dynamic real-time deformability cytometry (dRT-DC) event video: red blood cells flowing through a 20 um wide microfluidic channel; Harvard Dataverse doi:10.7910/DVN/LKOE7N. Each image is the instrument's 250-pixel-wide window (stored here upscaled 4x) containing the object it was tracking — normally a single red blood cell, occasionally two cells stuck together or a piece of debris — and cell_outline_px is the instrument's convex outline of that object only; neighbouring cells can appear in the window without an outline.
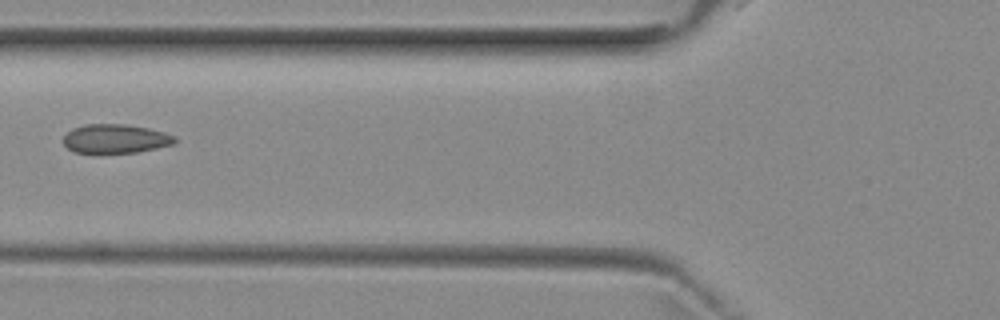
{"species": "common noctule bat (a hibernating species)", "species_latin": "Nyctalus noctula", "temperature_condition": "room temperature", "stored_images_in_passage": 3, "camera_frame_rate_fps": 3000, "um_per_image_px": 0.085, "animal": {"sex": "female", "body_mass_g": 29.2, "forearm_length_mm": 56.3}, "frame": {"image": 1, "passage_image": 2, "time_ms": 1.333, "image_size_px": [1000, 320], "cell_outline_px": [[176, 144], [136, 152], [76, 152], [68, 148], [64, 144], [64, 136], [72, 128], [84, 124], [128, 124], [148, 128], [164, 132], [176, 136]], "centroid_in_image_um": [9.85, 11.77], "position_along_channel_um": 116.0, "area_um2": 18.73}}
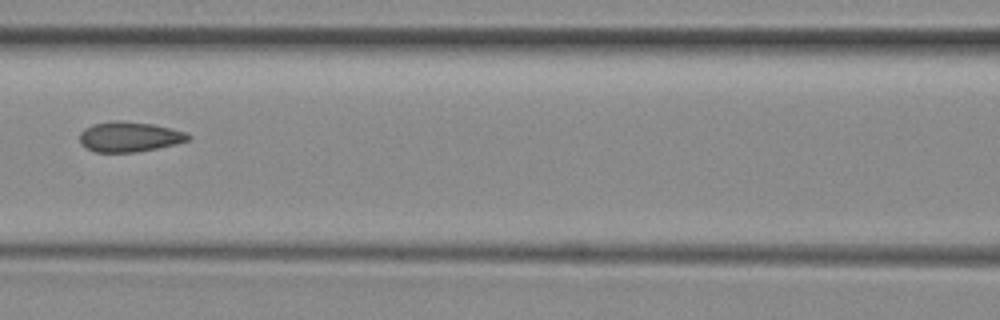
{"frame": {"image": 2, "passage_image": 3, "time_ms": 2.333, "image_size_px": [1000, 320], "cell_outline_px": [[192, 136], [188, 140], [156, 148], [136, 152], [96, 152], [80, 144], [80, 132], [84, 128], [92, 124], [112, 120], [120, 120], [152, 124], [184, 132]], "centroid_in_image_um": [10.93, 11.61], "position_along_channel_um": 155.7, "area_um2": 18.84}}